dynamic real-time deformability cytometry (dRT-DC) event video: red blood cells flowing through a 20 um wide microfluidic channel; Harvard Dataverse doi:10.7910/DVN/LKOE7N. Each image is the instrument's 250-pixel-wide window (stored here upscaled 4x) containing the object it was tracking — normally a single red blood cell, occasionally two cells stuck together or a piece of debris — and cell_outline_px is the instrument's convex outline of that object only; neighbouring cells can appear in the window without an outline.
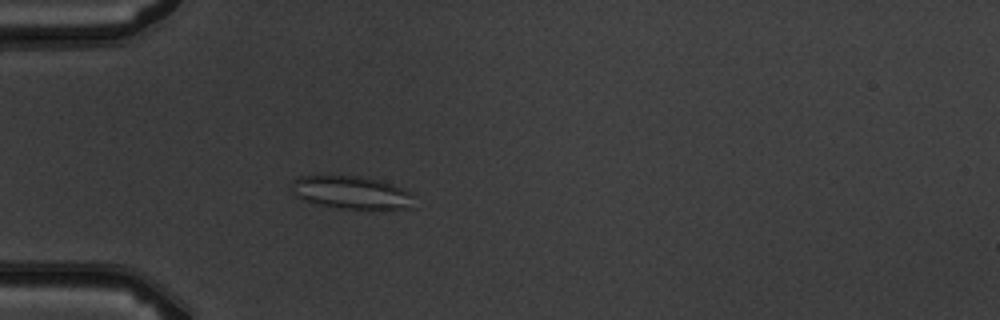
{"species": "common noctule bat (a hibernating species)", "species_latin": "Nyctalus noctula", "temperature_condition": "warm", "stored_images_in_passage": 5, "camera_frame_rate_fps": 3000, "um_per_image_px": 0.085, "animal": {"sex": "male", "body_mass_g": 19.5, "forearm_length_mm": 54.6}, "frame": {"image": 1, "passage_image": 5, "time_ms": 4.667, "image_size_px": [1000, 320], "cell_outline_px": [[416, 208], [376, 212], [368, 212], [336, 208], [316, 204], [304, 200], [296, 196], [292, 192], [292, 180], [300, 176], [368, 176], [392, 184], [412, 192]], "centroid_in_image_um": [30.0, 16.43], "position_along_channel_um": 55.0, "area_um2": 24.91}}